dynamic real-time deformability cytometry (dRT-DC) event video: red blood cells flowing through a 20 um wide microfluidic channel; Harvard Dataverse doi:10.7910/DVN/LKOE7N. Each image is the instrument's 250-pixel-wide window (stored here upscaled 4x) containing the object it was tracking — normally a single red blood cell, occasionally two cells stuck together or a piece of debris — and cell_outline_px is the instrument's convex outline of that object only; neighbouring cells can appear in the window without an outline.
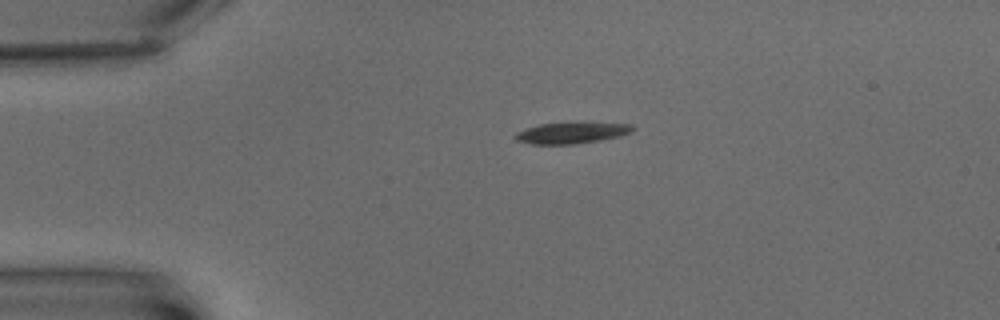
{"species": "common noctule bat (a hibernating species)", "species_latin": "Nyctalus noctula", "temperature_condition": "warm", "stored_images_in_passage": 8, "camera_frame_rate_fps": 3000, "um_per_image_px": 0.085, "animal": {"sex": "male", "body_mass_g": 15.6}, "frame": {"image": 1, "passage_image": 1, "time_ms": 0.0, "image_size_px": [1000, 320], "cell_outline_px": [[636, 128], [620, 136], [600, 140], [576, 144], [532, 144], [516, 140], [512, 136], [516, 132], [524, 128], [540, 124], [588, 120], [632, 124]], "centroid_in_image_um": [48.61, 11.24], "position_along_channel_um": 36.4, "area_um2": 15.32}}
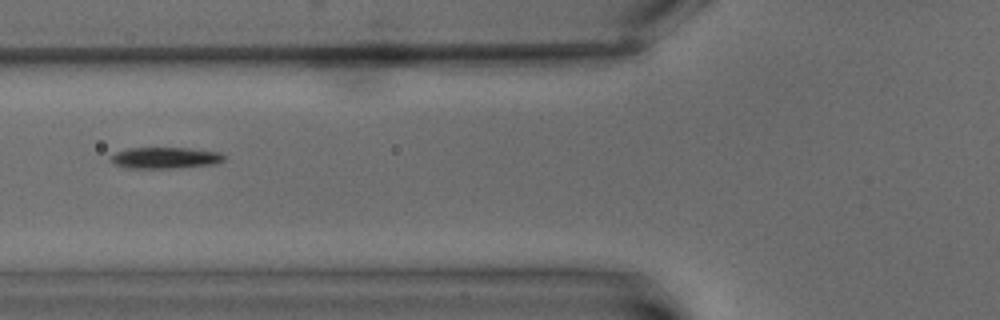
{"frame": {"image": 2, "passage_image": 4, "time_ms": 3.667, "image_size_px": [1000, 320], "cell_outline_px": [[224, 160], [212, 164], [172, 168], [128, 168], [116, 164], [108, 160], [116, 152], [128, 148], [188, 148], [220, 152], [224, 156]], "centroid_in_image_um": [14.01, 13.41], "position_along_channel_um": 111.8, "area_um2": 13.87}}
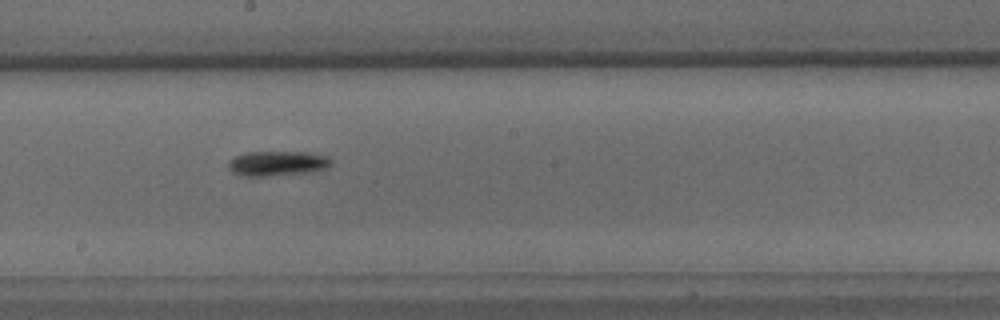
{"frame": {"image": 3, "passage_image": 7, "time_ms": 7.333, "image_size_px": [1000, 320], "cell_outline_px": [[332, 160], [328, 168], [304, 172], [264, 176], [240, 176], [232, 172], [228, 168], [228, 160], [236, 156], [248, 152], [308, 152], [328, 156]], "centroid_in_image_um": [23.54, 13.88], "position_along_channel_um": 224.7, "area_um2": 14.8}}